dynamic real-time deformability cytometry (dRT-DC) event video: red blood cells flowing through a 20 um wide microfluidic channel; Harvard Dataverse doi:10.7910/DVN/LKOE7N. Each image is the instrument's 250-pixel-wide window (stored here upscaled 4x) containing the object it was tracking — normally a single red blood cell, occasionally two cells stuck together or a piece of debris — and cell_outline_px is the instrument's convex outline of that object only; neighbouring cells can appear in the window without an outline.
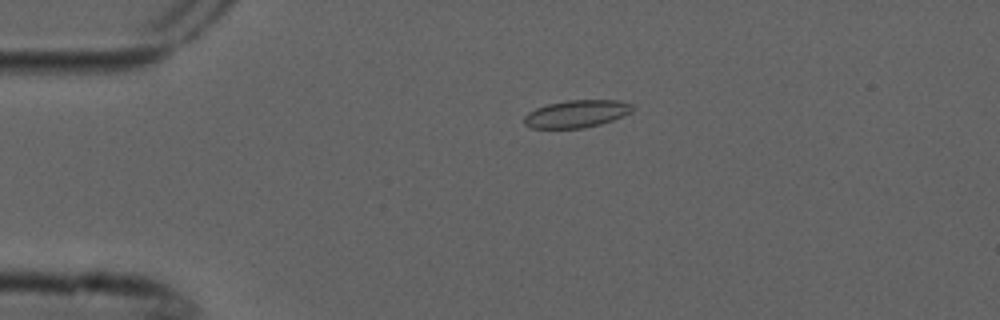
{"species": "common noctule bat (a hibernating species)", "species_latin": "Nyctalus noctula", "temperature_condition": "cold", "stored_images_in_passage": 6, "camera_frame_rate_fps": 3000, "um_per_image_px": 0.085, "animal": {"sex": "male", "forearm_length_mm": 52.5}, "frame": {"image": 1, "passage_image": 4, "time_ms": 1.0, "image_size_px": [1000, 320], "cell_outline_px": [[636, 108], [632, 112], [612, 120], [600, 124], [584, 128], [532, 128], [524, 124], [524, 116], [528, 112], [536, 108], [548, 104], [564, 100], [620, 100], [632, 104]], "centroid_in_image_um": [49.03, 9.66], "position_along_channel_um": 36.0, "area_um2": 17.46}}
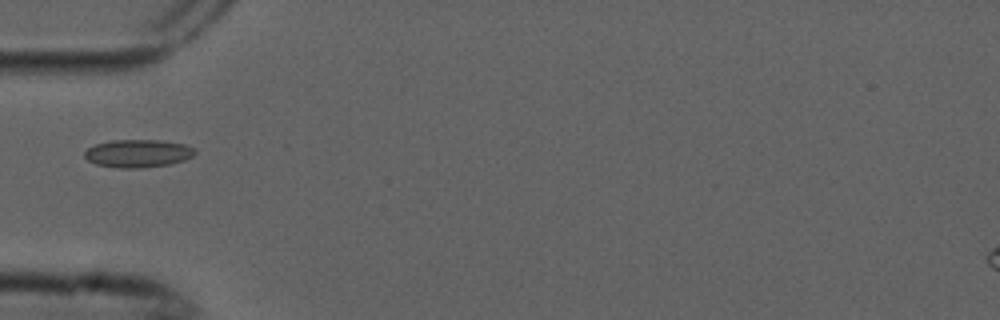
{"frame": {"image": 2, "passage_image": 5, "time_ms": 1.333, "image_size_px": [1000, 320], "cell_outline_px": [[196, 152], [192, 156], [184, 160], [168, 164], [140, 168], [120, 168], [96, 164], [88, 160], [84, 156], [84, 152], [88, 148], [96, 144], [112, 140], [160, 140], [184, 144], [196, 148]], "centroid_in_image_um": [11.73, 13.03], "position_along_channel_um": 73.3, "area_um2": 17.86}}